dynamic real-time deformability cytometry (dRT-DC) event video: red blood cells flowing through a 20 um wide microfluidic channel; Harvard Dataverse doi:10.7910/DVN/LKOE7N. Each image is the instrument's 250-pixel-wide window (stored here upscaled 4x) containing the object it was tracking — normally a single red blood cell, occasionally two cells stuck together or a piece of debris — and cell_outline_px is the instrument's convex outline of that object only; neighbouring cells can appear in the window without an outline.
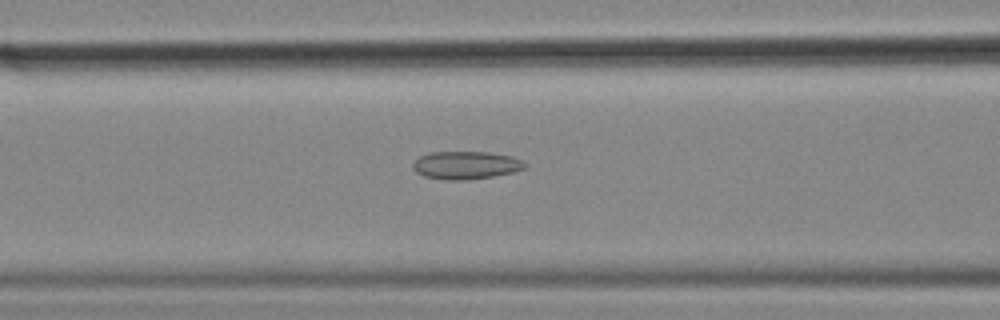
{"species": "common noctule bat (a hibernating species)", "species_latin": "Nyctalus noctula", "temperature_condition": "cold", "stored_images_in_passage": 40, "camera_frame_rate_fps": 3000, "um_per_image_px": 0.085, "animal": {"sex": "female", "body_mass_g": 18.4}, "frame": {"image": 1, "passage_image": 7, "time_ms": 2.0, "image_size_px": [1000, 320], "cell_outline_px": [[524, 168], [512, 172], [492, 176], [468, 180], [444, 180], [424, 176], [416, 172], [412, 168], [412, 164], [420, 156], [432, 152], [488, 152], [512, 156], [520, 160], [524, 164]], "centroid_in_image_um": [39.55, 14.04], "position_along_channel_um": 127.1, "area_um2": 18.03}}
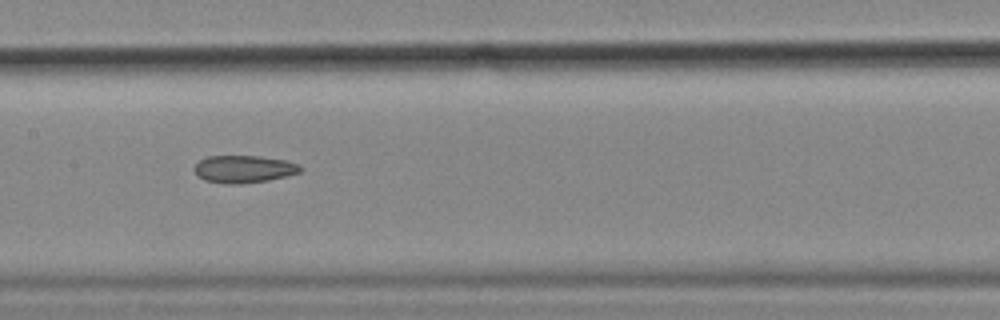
{"frame": {"image": 2, "passage_image": 12, "time_ms": 3.667, "image_size_px": [1000, 320], "cell_outline_px": [[304, 168], [300, 172], [268, 180], [240, 184], [228, 184], [204, 180], [192, 168], [200, 160], [208, 156], [260, 156], [284, 160], [300, 164]], "centroid_in_image_um": [20.74, 14.36], "position_along_channel_um": 186.7, "area_um2": 16.88}, "authors_computed_cell_mechanics": {"area_um2": 17.1377, "velocity_mm_per_s": 3.5859, "shape_relaxation_time_tau1_ms": null, "shape_relaxation_time_tau2_ms": 5.3491, "deformation_change_tau1": null, "deformation_change_tau2": 0.1283}}